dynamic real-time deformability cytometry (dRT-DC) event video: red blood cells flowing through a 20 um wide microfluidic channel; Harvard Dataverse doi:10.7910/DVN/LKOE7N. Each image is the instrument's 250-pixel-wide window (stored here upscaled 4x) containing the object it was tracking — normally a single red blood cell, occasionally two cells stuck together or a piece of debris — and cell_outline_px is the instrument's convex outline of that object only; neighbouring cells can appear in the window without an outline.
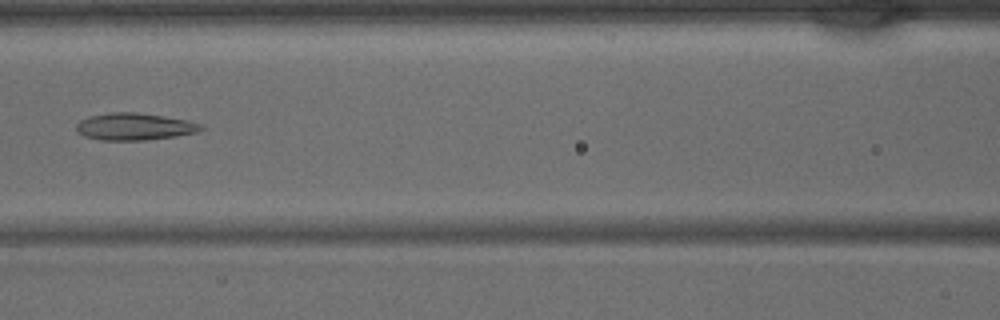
{"species": "common noctule bat (a hibernating species)", "species_latin": "Nyctalus noctula", "temperature_condition": "warm", "stored_images_in_passage": 42, "camera_frame_rate_fps": 3000, "um_per_image_px": 0.085, "animal": {"sex": "male", "body_mass_g": 15.6}, "frame": {"image": 1, "passage_image": 19, "time_ms": 6.0, "image_size_px": [1000, 320], "cell_outline_px": [[204, 128], [196, 132], [176, 136], [144, 140], [100, 140], [84, 136], [76, 132], [76, 124], [80, 120], [88, 116], [108, 112], [136, 112], [188, 120], [204, 124]], "centroid_in_image_um": [11.4, 10.75], "position_along_channel_um": 155.2, "area_um2": 19.83}}
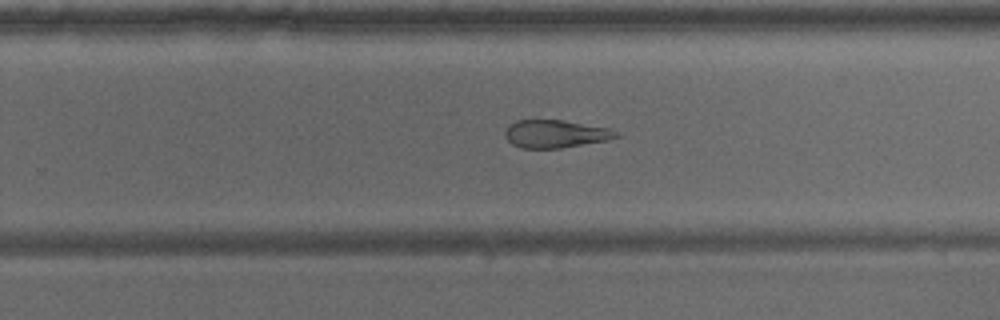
{"frame": {"image": 2, "passage_image": 27, "time_ms": 8.667, "image_size_px": [1000, 320], "cell_outline_px": [[620, 136], [608, 140], [560, 148], [520, 148], [512, 144], [504, 136], [504, 132], [508, 124], [516, 120], [564, 120], [608, 128], [620, 132]], "centroid_in_image_um": [47.2, 11.37], "position_along_channel_um": 282.6, "area_um2": 18.15}}
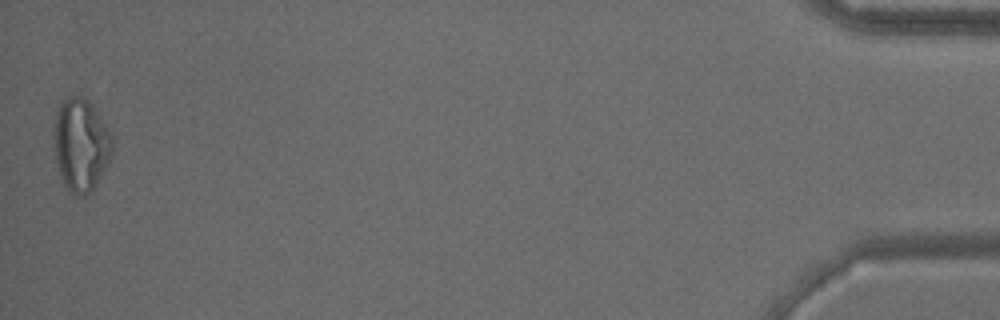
{"frame": {"image": 3, "passage_image": 42, "time_ms": 13.667, "image_size_px": [1000, 320], "cell_outline_px": [[112, 152], [100, 176], [92, 188], [88, 192], [80, 196], [72, 196], [64, 184], [56, 160], [52, 136], [56, 112], [60, 100], [68, 96], [80, 96], [88, 100], [112, 132]], "centroid_in_image_um": [6.84, 12.25], "position_along_channel_um": 428.4, "area_um2": 31.56}}